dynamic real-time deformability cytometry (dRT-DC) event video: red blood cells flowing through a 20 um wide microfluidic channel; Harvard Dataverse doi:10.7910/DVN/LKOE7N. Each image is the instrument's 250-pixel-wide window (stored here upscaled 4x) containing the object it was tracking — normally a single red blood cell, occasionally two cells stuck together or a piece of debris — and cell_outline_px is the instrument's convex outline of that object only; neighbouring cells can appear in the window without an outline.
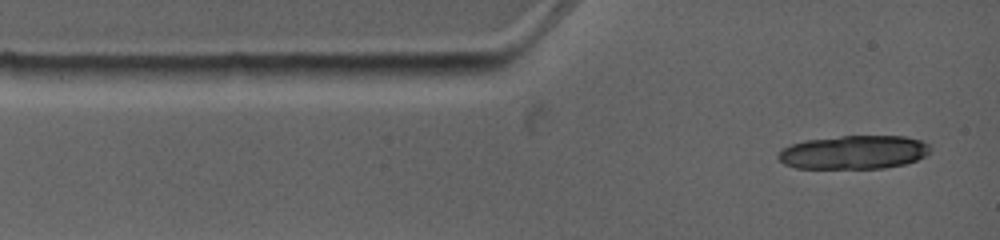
{"species": "common noctule bat (a hibernating species)", "species_latin": "Nyctalus noctula", "temperature_condition": "warm", "stored_images_in_passage": 1, "camera_frame_rate_fps": 4500, "um_per_image_px": 0.085, "animal": {"sex": "female", "body_mass_g": 19.0, "forearm_length_mm": 53.3}, "frame": {"image": 1, "passage_image": 1, "time_ms": 0.0, "image_size_px": [1000, 240], "cell_outline_px": [[932, 148], [924, 156], [916, 160], [904, 164], [884, 168], [796, 168], [784, 164], [776, 156], [784, 148], [792, 144], [804, 140], [840, 136], [904, 136], [920, 140], [928, 144]], "centroid_in_image_um": [72.57, 12.94], "position_along_channel_um": 12.4, "area_um2": 29.71}}